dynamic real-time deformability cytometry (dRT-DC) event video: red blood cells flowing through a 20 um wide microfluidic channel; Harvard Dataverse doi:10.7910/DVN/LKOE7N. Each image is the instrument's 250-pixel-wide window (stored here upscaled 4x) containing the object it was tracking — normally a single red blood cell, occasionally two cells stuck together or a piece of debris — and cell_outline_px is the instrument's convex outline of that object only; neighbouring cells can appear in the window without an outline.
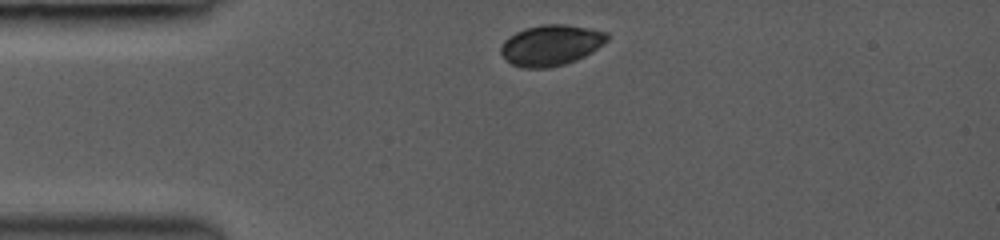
{"species": "common noctule bat (a hibernating species)", "species_latin": "Nyctalus noctula", "temperature_condition": "room temperature", "stored_images_in_passage": 2, "camera_frame_rate_fps": 3000, "um_per_image_px": 0.085, "animal": {"sex": "female", "body_mass_g": 19.0, "forearm_length_mm": 53.3}, "frame": {"image": 1, "passage_image": 1, "time_ms": 0.0, "image_size_px": [1000, 240], "cell_outline_px": [[608, 40], [604, 44], [592, 52], [576, 60], [564, 64], [548, 68], [520, 68], [512, 64], [500, 52], [500, 44], [508, 36], [524, 28], [540, 24], [564, 24], [592, 28], [608, 32]], "centroid_in_image_um": [46.83, 3.83], "position_along_channel_um": 38.2, "area_um2": 25.55}}